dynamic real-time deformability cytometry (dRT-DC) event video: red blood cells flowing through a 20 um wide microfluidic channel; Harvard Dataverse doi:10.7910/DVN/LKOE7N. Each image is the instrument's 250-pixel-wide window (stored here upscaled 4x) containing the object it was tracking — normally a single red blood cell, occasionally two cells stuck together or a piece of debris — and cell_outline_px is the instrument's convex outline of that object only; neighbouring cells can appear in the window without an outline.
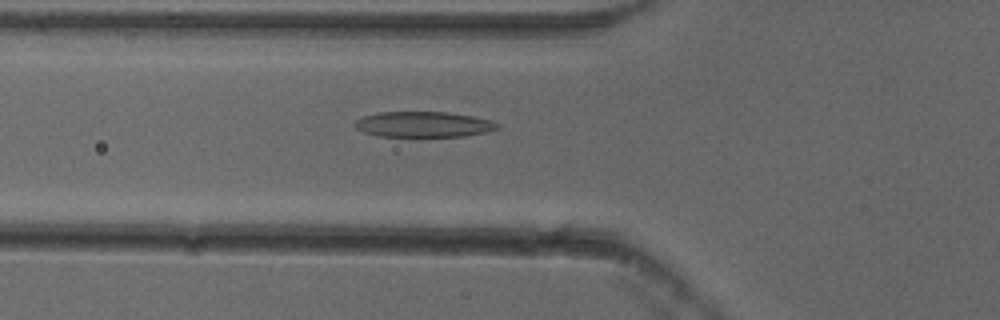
{"species": "common noctule bat (a hibernating species)", "species_latin": "Nyctalus noctula", "temperature_condition": "cold", "stored_images_in_passage": 52, "camera_frame_rate_fps": 3000, "um_per_image_px": 0.085, "animal": {"sex": "female"}, "frame": {"image": 1, "passage_image": 18, "time_ms": 5.667, "image_size_px": [1000, 320], "cell_outline_px": [[500, 128], [484, 132], [464, 136], [380, 136], [364, 132], [356, 128], [352, 124], [356, 120], [364, 116], [380, 112], [448, 112], [472, 116], [492, 120], [500, 124]], "centroid_in_image_um": [36.01, 10.56], "position_along_channel_um": 89.8, "area_um2": 21.15}}
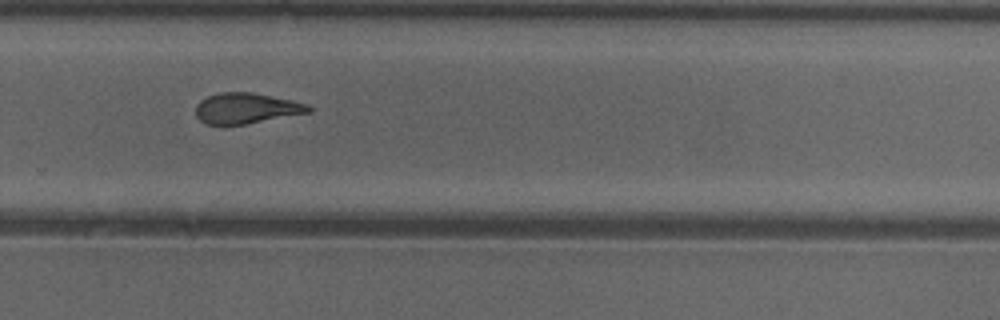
{"frame": {"image": 2, "passage_image": 35, "time_ms": 11.333, "image_size_px": [1000, 320], "cell_outline_px": [[312, 112], [244, 124], [204, 124], [196, 116], [196, 104], [200, 100], [208, 96], [220, 92], [252, 92], [308, 104], [312, 108]], "centroid_in_image_um": [20.91, 9.2], "position_along_channel_um": 308.9, "area_um2": 20.0}}
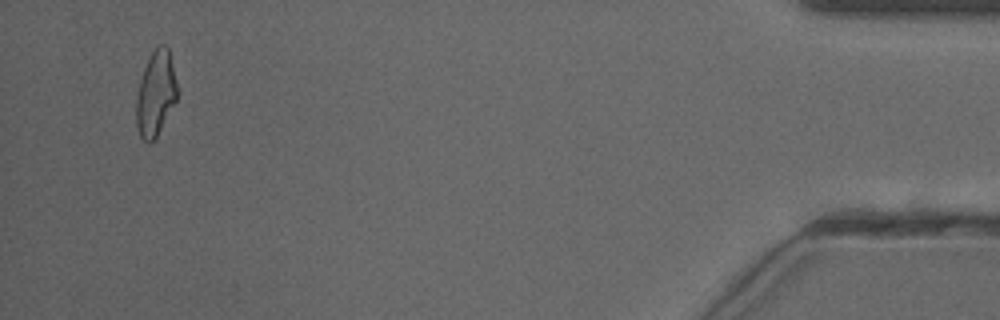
{"frame": {"image": 3, "passage_image": 50, "time_ms": 16.333, "image_size_px": [1000, 320], "cell_outline_px": [[176, 100], [152, 144], [148, 144], [140, 136], [136, 124], [136, 96], [140, 80], [148, 56], [160, 44], [164, 44], [168, 48], [176, 80]], "centroid_in_image_um": [13.21, 7.97], "position_along_channel_um": 422.0, "area_um2": 20.06}, "authors_computed_cell_mechanics": {"area_um2": 21.097, "velocity_mm_per_s": 3.8681, "shape_relaxation_time_tau1_ms": 4.0943, "shape_relaxation_time_tau2_ms": 1.6401, "deformation_change_tau1": 0.1486, "deformation_change_tau2": 0.1023}}